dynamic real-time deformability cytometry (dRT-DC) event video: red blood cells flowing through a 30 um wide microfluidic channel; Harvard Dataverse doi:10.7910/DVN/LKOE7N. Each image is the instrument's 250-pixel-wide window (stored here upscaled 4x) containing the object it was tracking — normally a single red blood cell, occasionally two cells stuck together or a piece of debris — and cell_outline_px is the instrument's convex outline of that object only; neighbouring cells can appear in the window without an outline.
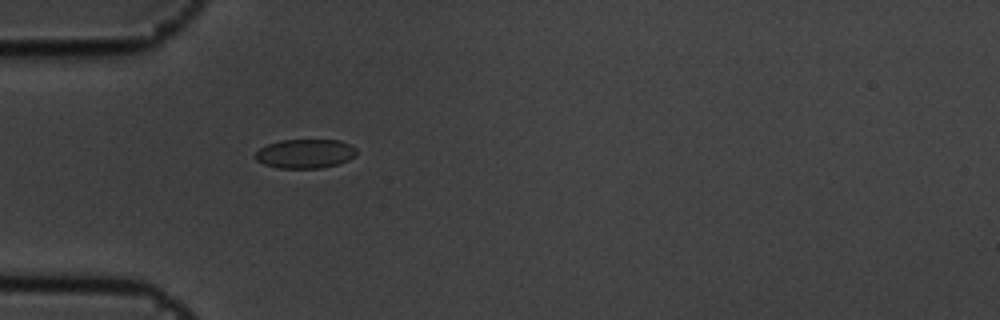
{"species": "common noctule bat (a hibernating species)", "species_latin": "Nyctalus noctula", "temperature_condition": "cold", "stored_images_in_passage": 1, "camera_frame_rate_fps": 3000, "um_per_image_px": 0.085, "animal": {"sex": "male", "body_mass_g": 19.5, "forearm_length_mm": 54.6}, "frame": {"image": 1, "passage_image": 1, "time_ms": 0.0, "image_size_px": [1000, 320], "cell_outline_px": [[356, 156], [348, 160], [336, 164], [320, 168], [276, 168], [264, 164], [256, 160], [256, 152], [260, 148], [268, 144], [280, 140], [340, 140], [356, 148]], "centroid_in_image_um": [25.94, 13.06], "position_along_channel_um": 59.1, "area_um2": 17.11}}